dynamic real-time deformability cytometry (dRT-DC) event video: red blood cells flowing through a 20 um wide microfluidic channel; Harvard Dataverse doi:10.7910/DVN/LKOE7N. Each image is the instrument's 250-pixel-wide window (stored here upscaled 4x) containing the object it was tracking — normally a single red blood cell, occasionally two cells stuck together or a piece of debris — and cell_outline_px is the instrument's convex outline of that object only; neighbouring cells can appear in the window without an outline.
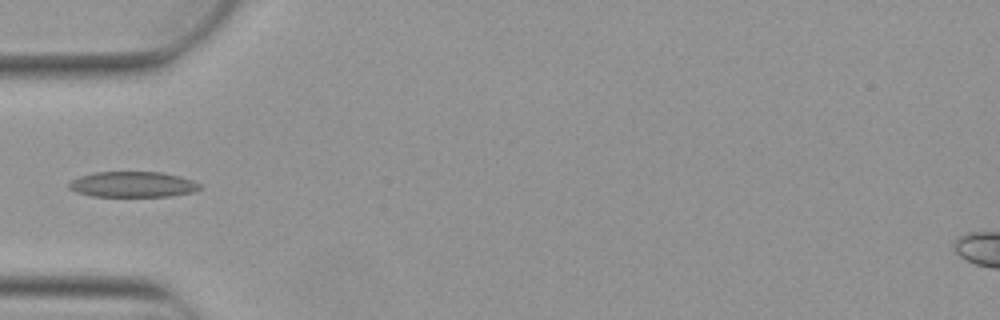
{"species": "Egyptian fruit bat (a non-hibernating species)", "species_latin": "Rousettus aegyptiacus", "temperature_condition": "warm", "stored_images_in_passage": 6, "camera_frame_rate_fps": 3000, "um_per_image_px": 0.085, "animal": {"sex": "female"}, "frame": {"image": 1, "passage_image": 5, "time_ms": 1.333, "image_size_px": [1000, 320], "cell_outline_px": [[200, 188], [192, 192], [172, 196], [92, 196], [76, 192], [68, 188], [68, 184], [72, 180], [80, 176], [92, 172], [160, 172], [180, 176], [192, 180], [200, 184]], "centroid_in_image_um": [11.26, 15.67], "position_along_channel_um": 73.7, "area_um2": 19.48}}
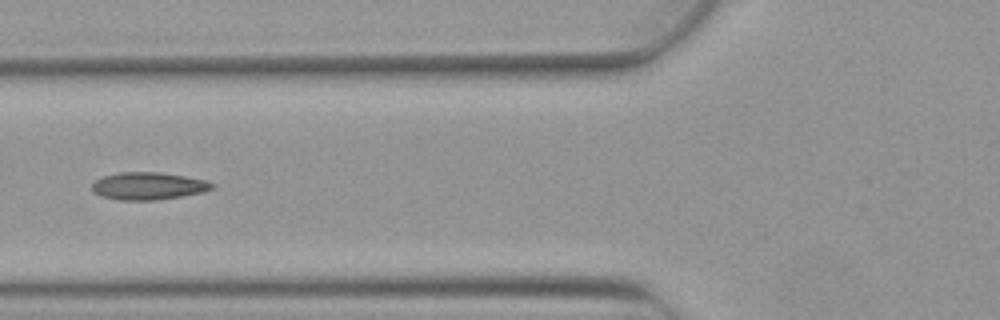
{"frame": {"image": 2, "passage_image": 6, "time_ms": 1.667, "image_size_px": [1000, 320], "cell_outline_px": [[216, 184], [212, 188], [200, 192], [180, 196], [156, 200], [116, 200], [100, 196], [92, 192], [92, 184], [96, 180], [104, 176], [120, 172], [160, 172], [184, 176], [204, 180]], "centroid_in_image_um": [12.55, 15.81], "position_along_channel_um": 113.3, "area_um2": 19.07}}